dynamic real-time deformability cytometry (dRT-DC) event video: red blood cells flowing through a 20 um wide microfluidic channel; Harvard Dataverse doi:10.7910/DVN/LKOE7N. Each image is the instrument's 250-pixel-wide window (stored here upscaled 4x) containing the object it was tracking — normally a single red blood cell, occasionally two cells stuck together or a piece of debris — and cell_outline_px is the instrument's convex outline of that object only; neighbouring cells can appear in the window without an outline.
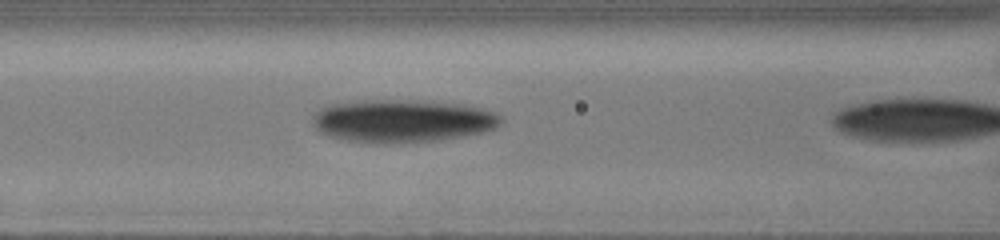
{"species": "human", "species_latin": "Homo sapiens", "temperature_condition": "cold", "stored_images_in_passage": 34, "camera_frame_rate_fps": 3000, "um_per_image_px": 0.085, "donor": {"sex": "male"}, "frame": {"image": 1, "passage_image": 32, "time_ms": 6.667, "image_size_px": [1000, 240], "cell_outline_px": [[500, 124], [496, 128], [464, 136], [440, 140], [348, 140], [328, 136], [320, 132], [312, 124], [312, 116], [320, 108], [332, 104], [364, 100], [432, 100], [464, 104], [496, 112], [500, 116]], "centroid_in_image_um": [34.23, 10.22], "position_along_channel_um": 132.4, "area_um2": 46.01}}